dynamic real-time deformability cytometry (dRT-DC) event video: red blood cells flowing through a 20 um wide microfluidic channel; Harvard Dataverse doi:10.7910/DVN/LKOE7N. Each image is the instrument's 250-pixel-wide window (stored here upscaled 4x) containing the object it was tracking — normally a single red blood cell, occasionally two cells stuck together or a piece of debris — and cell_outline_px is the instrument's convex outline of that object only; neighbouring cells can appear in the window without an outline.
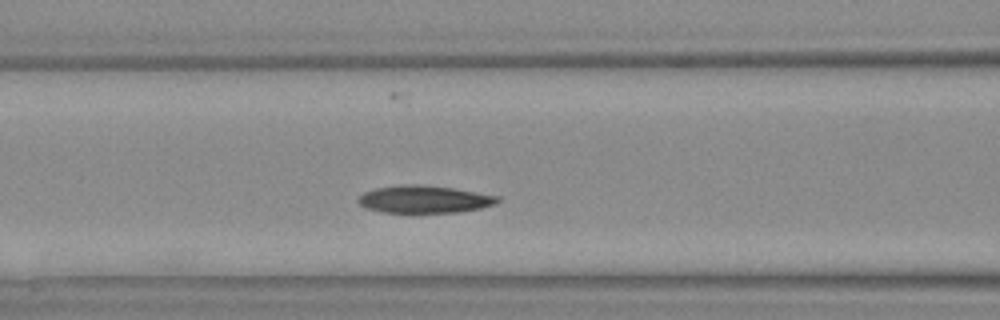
{"species": "Egyptian fruit bat (a non-hibernating species)", "species_latin": "Rousettus aegyptiacus", "temperature_condition": "warm", "stored_images_in_passage": 3, "camera_frame_rate_fps": 3000, "um_per_image_px": 0.085, "animal": {"sex": "female"}, "frame": {"image": 1, "passage_image": 3, "time_ms": 3.333, "image_size_px": [1000, 320], "cell_outline_px": [[500, 200], [496, 204], [480, 208], [456, 212], [380, 212], [364, 208], [356, 200], [364, 192], [376, 188], [400, 184], [416, 184], [456, 188], [500, 196]], "centroid_in_image_um": [36.06, 16.93], "position_along_channel_um": 130.5, "area_um2": 22.43}}